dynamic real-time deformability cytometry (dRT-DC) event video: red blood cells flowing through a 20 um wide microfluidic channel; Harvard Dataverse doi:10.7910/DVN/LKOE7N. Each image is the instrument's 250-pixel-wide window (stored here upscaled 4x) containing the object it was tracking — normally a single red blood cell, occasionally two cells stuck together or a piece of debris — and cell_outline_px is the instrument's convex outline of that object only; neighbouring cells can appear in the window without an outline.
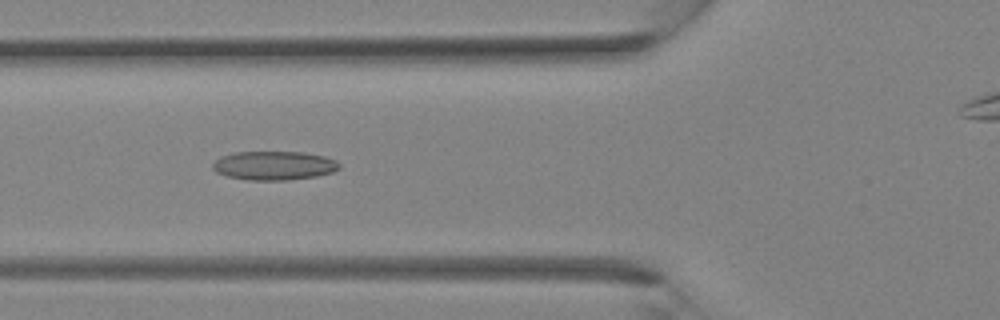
{"species": "Egyptian fruit bat (a non-hibernating species)", "species_latin": "Rousettus aegyptiacus", "temperature_condition": "room temperature", "stored_images_in_passage": 26, "camera_frame_rate_fps": 3000, "um_per_image_px": 0.085, "animal": {"sex": "female"}, "frame": {"image": 1, "passage_image": 6, "time_ms": 1.667, "image_size_px": [1000, 320], "cell_outline_px": [[340, 168], [332, 172], [316, 176], [288, 180], [248, 180], [228, 176], [216, 172], [212, 168], [212, 164], [220, 156], [236, 152], [304, 152], [324, 156], [336, 160], [340, 164]], "centroid_in_image_um": [23.3, 14.07], "position_along_channel_um": 102.5, "area_um2": 21.33}}
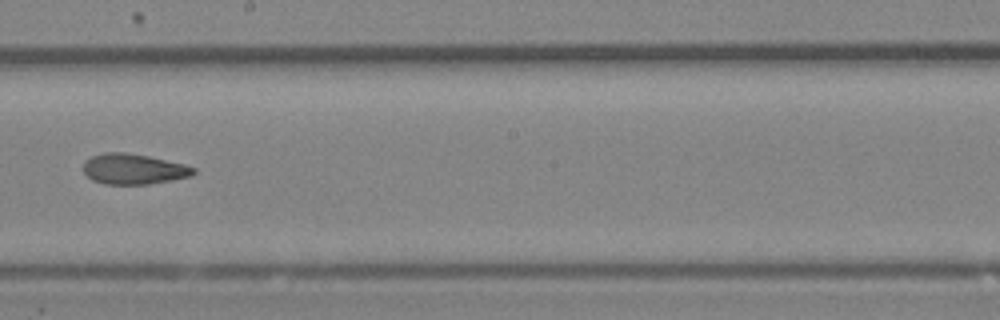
{"frame": {"image": 2, "passage_image": 13, "time_ms": 4.0, "image_size_px": [1000, 320], "cell_outline_px": [[196, 172], [192, 176], [148, 184], [104, 184], [92, 180], [84, 172], [84, 160], [92, 156], [104, 152], [124, 152], [148, 156], [184, 164], [196, 168]], "centroid_in_image_um": [11.35, 14.36], "position_along_channel_um": 236.9, "area_um2": 19.54}}
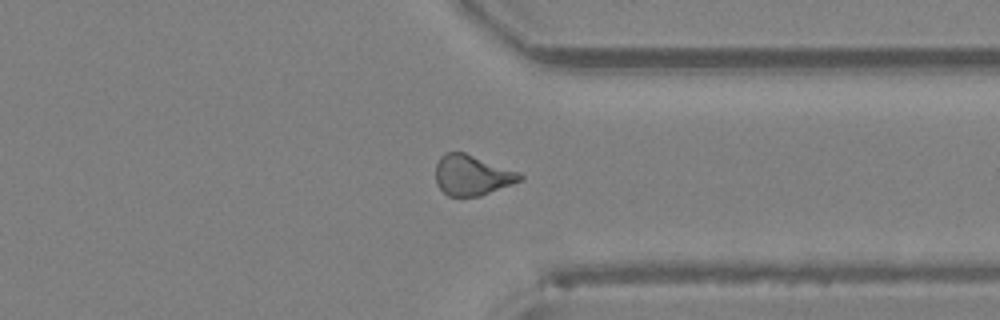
{"frame": {"image": 3, "passage_image": 20, "time_ms": 6.333, "image_size_px": [1000, 320], "cell_outline_px": [[524, 180], [480, 196], [448, 196], [436, 184], [436, 164], [440, 156], [444, 152], [464, 152], [520, 172], [524, 176]], "centroid_in_image_um": [40.14, 14.89], "position_along_channel_um": 371.3, "area_um2": 19.94}}